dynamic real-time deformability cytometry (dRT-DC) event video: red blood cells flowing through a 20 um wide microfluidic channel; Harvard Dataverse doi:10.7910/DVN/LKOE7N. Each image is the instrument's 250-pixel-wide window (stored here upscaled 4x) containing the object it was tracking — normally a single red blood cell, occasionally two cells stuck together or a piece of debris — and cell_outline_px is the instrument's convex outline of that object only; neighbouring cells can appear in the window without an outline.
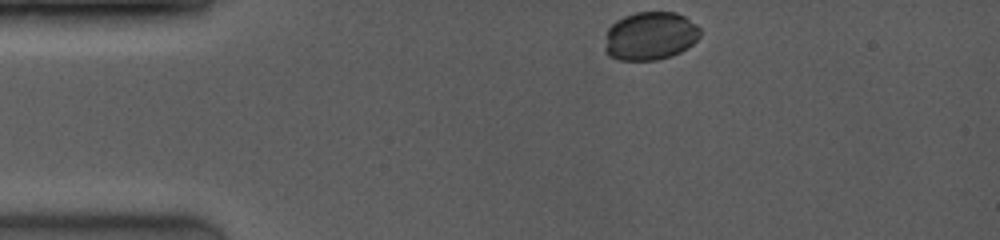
{"species": "common noctule bat (a hibernating species)", "species_latin": "Nyctalus noctula", "temperature_condition": "room temperature", "stored_images_in_passage": 45, "camera_frame_rate_fps": 4000, "um_per_image_px": 0.085, "animal": {"sex": "female", "body_mass_g": 19.0, "forearm_length_mm": 53.3}, "frame": {"image": 1, "passage_image": 1, "time_ms": 0.0, "image_size_px": [1000, 240], "cell_outline_px": [[700, 36], [688, 48], [672, 56], [656, 60], [620, 60], [608, 56], [604, 52], [604, 48], [608, 28], [616, 20], [624, 16], [636, 12], [676, 12], [684, 16], [696, 24], [700, 28]], "centroid_in_image_um": [55.25, 3.06], "position_along_channel_um": 29.7, "area_um2": 27.05}}
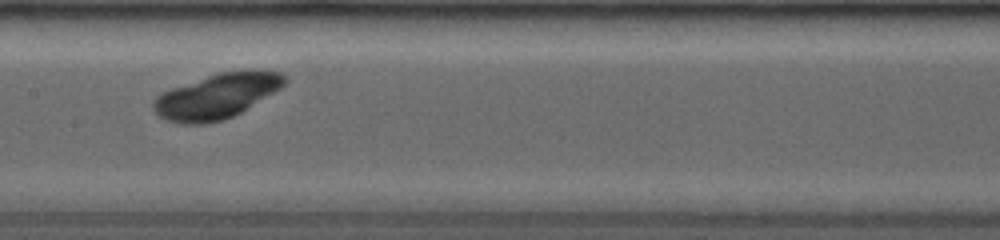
{"frame": {"image": 2, "passage_image": 22, "time_ms": 5.25, "image_size_px": [1000, 240], "cell_outline_px": [[288, 80], [280, 88], [240, 112], [224, 120], [204, 124], [180, 124], [164, 120], [156, 116], [152, 108], [152, 104], [156, 96], [172, 88], [220, 72], [280, 72]], "centroid_in_image_um": [18.33, 8.22], "position_along_channel_um": 189.1, "area_um2": 33.58}}
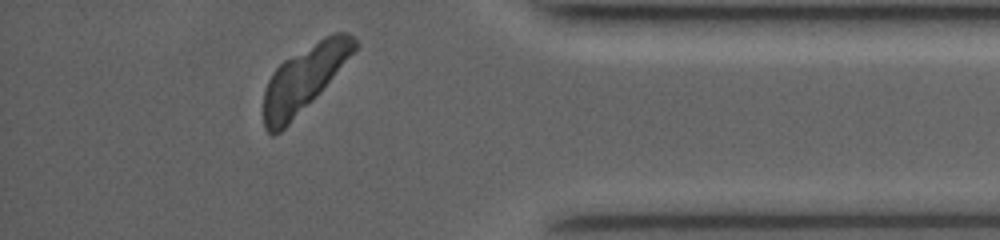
{"frame": {"image": 3, "passage_image": 45, "time_ms": 11.0, "image_size_px": [1000, 240], "cell_outline_px": [[360, 44], [320, 92], [280, 132], [272, 136], [264, 128], [264, 92], [268, 80], [272, 72], [284, 60], [324, 36], [336, 32], [344, 32], [352, 36]], "centroid_in_image_um": [25.83, 6.67], "position_along_channel_um": 409.4, "area_um2": 34.04}}